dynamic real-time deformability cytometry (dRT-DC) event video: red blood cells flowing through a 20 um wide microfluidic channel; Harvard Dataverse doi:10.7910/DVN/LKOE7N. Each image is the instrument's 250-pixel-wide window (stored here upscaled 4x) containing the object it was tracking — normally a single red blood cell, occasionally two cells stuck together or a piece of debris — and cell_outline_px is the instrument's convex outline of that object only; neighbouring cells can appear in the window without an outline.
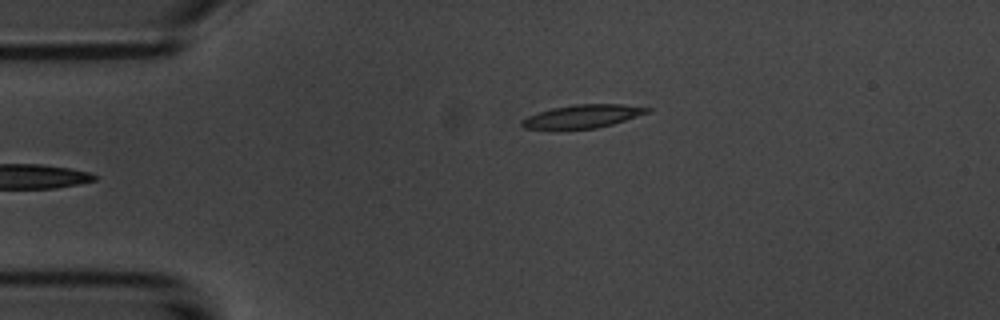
{"species": "common noctule bat (a hibernating species)", "species_latin": "Nyctalus noctula", "temperature_condition": "room temperature", "stored_images_in_passage": 5, "camera_frame_rate_fps": 3000, "um_per_image_px": 0.085, "animal": {"sex": "male", "body_mass_g": 20.1, "forearm_length_mm": 53.5}, "frame": {"image": 1, "passage_image": 5, "time_ms": 4.667, "image_size_px": [1000, 320], "cell_outline_px": [[652, 108], [648, 112], [612, 124], [596, 128], [524, 128], [520, 124], [520, 120], [528, 116], [552, 108], [576, 104], [624, 104]], "centroid_in_image_um": [49.53, 9.87], "position_along_channel_um": 35.5, "area_um2": 16.53}}